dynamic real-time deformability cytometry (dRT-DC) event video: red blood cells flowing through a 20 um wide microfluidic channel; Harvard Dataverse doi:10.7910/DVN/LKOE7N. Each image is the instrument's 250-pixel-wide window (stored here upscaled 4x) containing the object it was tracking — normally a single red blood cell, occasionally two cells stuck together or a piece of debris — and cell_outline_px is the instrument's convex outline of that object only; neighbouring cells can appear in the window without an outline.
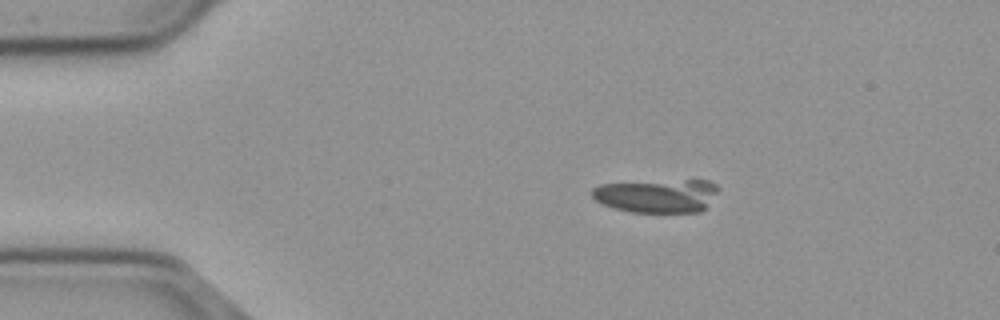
{"species": "common noctule bat (a hibernating species)", "species_latin": "Nyctalus noctula", "temperature_condition": "cold", "stored_images_in_passage": 7, "camera_frame_rate_fps": 3000, "um_per_image_px": 0.085, "animal": {"sex": "male", "body_mass_g": 23.1, "forearm_length_mm": 52.7}, "frame": {"image": 1, "passage_image": 1, "time_ms": 0.0, "image_size_px": [1000, 320], "cell_outline_px": [[720, 188], [704, 208], [700, 212], [632, 212], [612, 208], [596, 200], [592, 196], [592, 188], [600, 184], [684, 180], [708, 180], [716, 184]], "centroid_in_image_um": [55.85, 16.64], "position_along_channel_um": 29.1, "area_um2": 24.45}}